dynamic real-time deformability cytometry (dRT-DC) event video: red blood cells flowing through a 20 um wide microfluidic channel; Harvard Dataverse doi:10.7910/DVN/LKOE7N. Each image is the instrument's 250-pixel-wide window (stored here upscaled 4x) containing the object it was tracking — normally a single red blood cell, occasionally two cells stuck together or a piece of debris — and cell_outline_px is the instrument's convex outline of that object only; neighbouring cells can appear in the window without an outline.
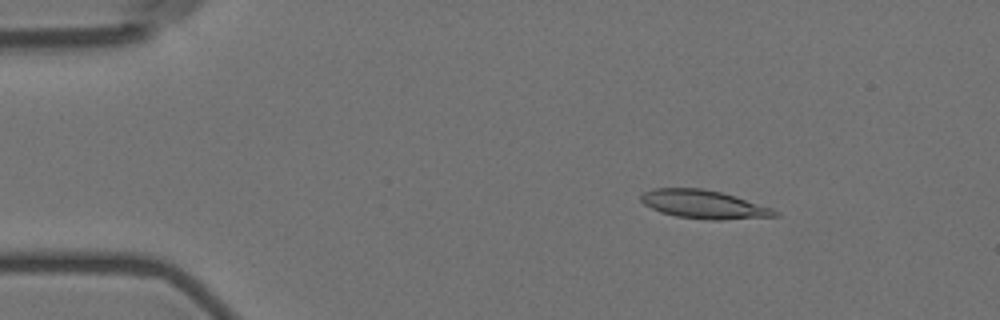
{"species": "Egyptian fruit bat (a non-hibernating species)", "species_latin": "Rousettus aegyptiacus", "temperature_condition": "room temperature", "stored_images_in_passage": 6, "camera_frame_rate_fps": 3000, "um_per_image_px": 0.085, "animal": {"sex": "female"}, "frame": {"image": 1, "passage_image": 3, "time_ms": 2.333, "image_size_px": [1000, 320], "cell_outline_px": [[780, 216], [724, 220], [712, 220], [676, 216], [660, 212], [644, 204], [640, 200], [640, 196], [644, 192], [652, 188], [700, 188], [720, 192], [736, 196], [772, 208], [780, 212]], "centroid_in_image_um": [59.85, 17.37], "position_along_channel_um": 25.2, "area_um2": 22.25}}
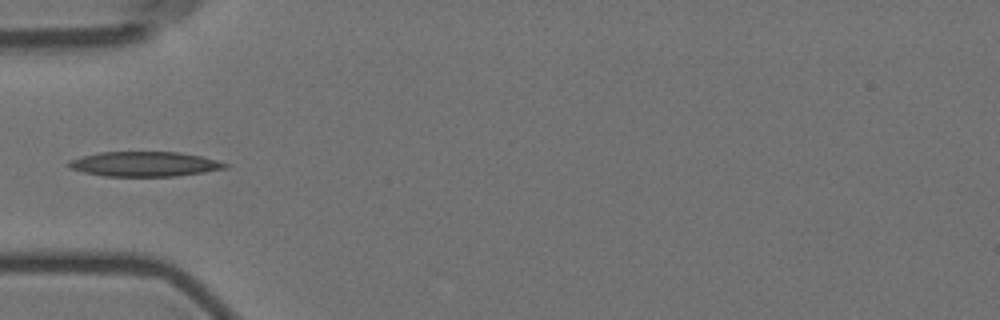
{"frame": {"image": 2, "passage_image": 6, "time_ms": 5.667, "image_size_px": [1000, 320], "cell_outline_px": [[228, 168], [204, 172], [176, 176], [104, 176], [84, 172], [68, 168], [68, 160], [100, 152], [180, 152], [200, 156], [216, 160], [228, 164]], "centroid_in_image_um": [12.28, 13.94], "position_along_channel_um": 72.7, "area_um2": 22.54}}